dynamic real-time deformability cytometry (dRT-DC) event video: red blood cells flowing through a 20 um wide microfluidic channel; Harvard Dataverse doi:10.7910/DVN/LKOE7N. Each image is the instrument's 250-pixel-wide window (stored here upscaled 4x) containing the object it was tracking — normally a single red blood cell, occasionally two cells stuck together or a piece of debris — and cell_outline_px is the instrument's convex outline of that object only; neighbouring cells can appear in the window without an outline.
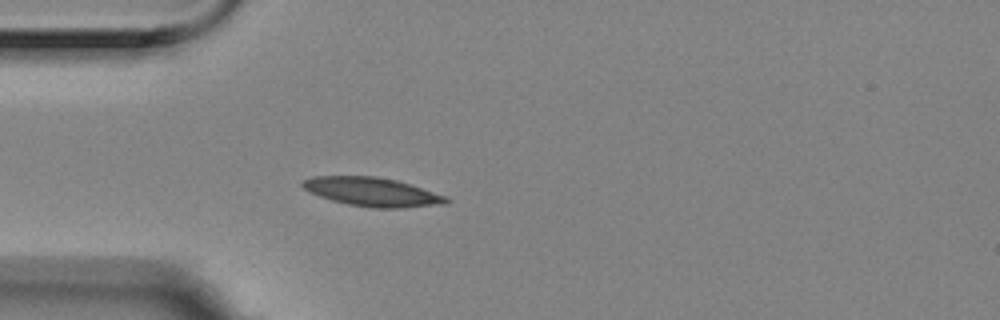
{"species": "Egyptian fruit bat (a non-hibernating species)", "species_latin": "Rousettus aegyptiacus", "temperature_condition": "room temperature", "stored_images_in_passage": 3, "camera_frame_rate_fps": 3000, "um_per_image_px": 0.085, "animal": {"sex": "female"}, "frame": {"image": 1, "passage_image": 3, "time_ms": 0.667, "image_size_px": [1000, 320], "cell_outline_px": [[448, 204], [404, 208], [376, 208], [348, 204], [332, 200], [308, 192], [300, 184], [304, 180], [312, 176], [376, 176], [396, 180], [448, 196]], "centroid_in_image_um": [31.66, 16.31], "position_along_channel_um": 53.3, "area_um2": 24.16}}